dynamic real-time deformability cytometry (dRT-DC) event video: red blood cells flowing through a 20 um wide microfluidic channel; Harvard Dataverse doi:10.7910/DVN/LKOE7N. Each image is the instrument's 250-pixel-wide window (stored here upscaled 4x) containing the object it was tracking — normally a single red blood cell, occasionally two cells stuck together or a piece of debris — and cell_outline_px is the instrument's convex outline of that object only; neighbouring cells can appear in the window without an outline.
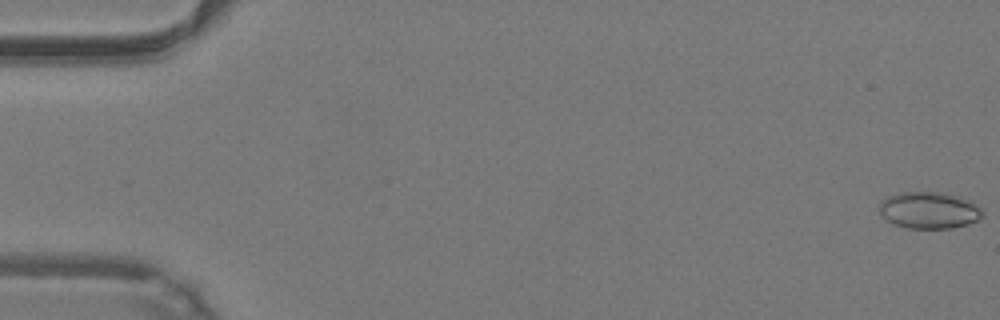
{"species": "common noctule bat (a hibernating species)", "species_latin": "Nyctalus noctula", "temperature_condition": "warm", "stored_images_in_passage": 49, "camera_frame_rate_fps": 3000, "um_per_image_px": 0.085, "animal": {"sex": "male", "body_mass_g": 19.2, "forearm_length_mm": 51.8}, "frame": {"image": 1, "passage_image": 1, "time_ms": 0.0, "image_size_px": [1000, 320], "cell_outline_px": [[984, 216], [968, 224], [952, 228], [908, 228], [892, 224], [880, 216], [880, 200], [888, 196], [900, 192], [944, 192], [960, 196], [984, 208]], "centroid_in_image_um": [78.98, 17.86], "position_along_channel_um": 6.0, "area_um2": 22.48}}
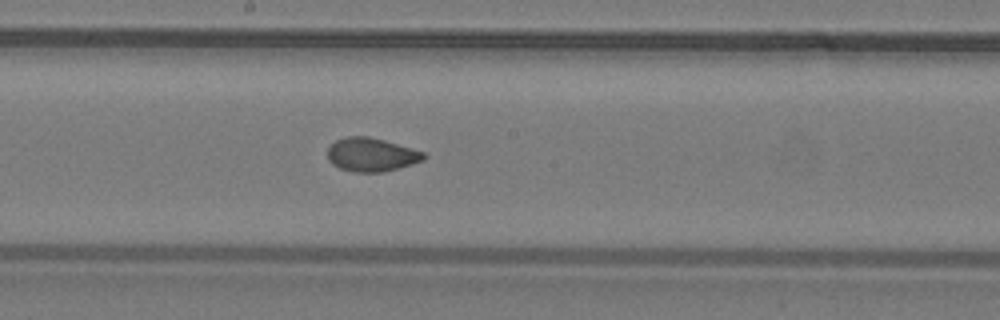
{"frame": {"image": 2, "passage_image": 27, "time_ms": 8.667, "image_size_px": [1000, 320], "cell_outline_px": [[428, 156], [424, 160], [412, 164], [384, 172], [352, 172], [340, 168], [332, 164], [328, 160], [328, 148], [336, 140], [348, 136], [368, 136], [384, 140], [424, 152]], "centroid_in_image_um": [31.57, 13.15], "position_along_channel_um": 216.6, "area_um2": 18.84}}
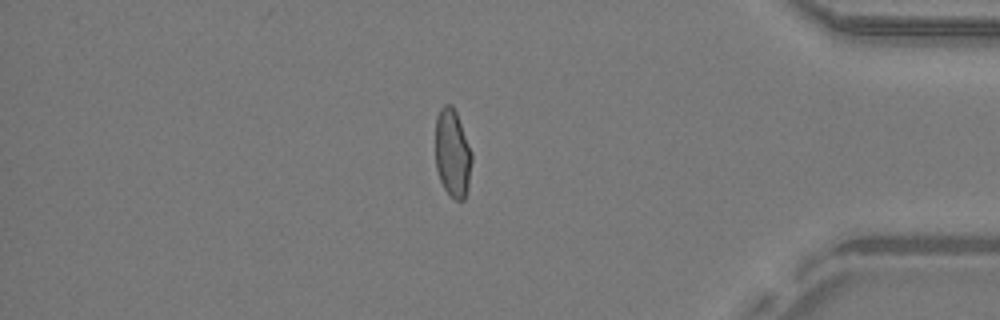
{"frame": {"image": 3, "passage_image": 42, "time_ms": 13.667, "image_size_px": [1000, 320], "cell_outline_px": [[472, 160], [468, 188], [464, 200], [456, 200], [444, 188], [440, 180], [436, 168], [436, 116], [440, 108], [444, 104], [452, 104], [456, 112], [472, 152]], "centroid_in_image_um": [38.46, 13.01], "position_along_channel_um": 396.7, "area_um2": 18.67}, "authors_computed_cell_mechanics": {"area_um2": 19.4786, "velocity_mm_per_s": 4.2685, "shape_relaxation_time_tau1_ms": 7.132, "shape_relaxation_time_tau2_ms": 0.7487, "deformation_change_tau1": 0.1812, "deformation_change_tau2": 0.0525}}